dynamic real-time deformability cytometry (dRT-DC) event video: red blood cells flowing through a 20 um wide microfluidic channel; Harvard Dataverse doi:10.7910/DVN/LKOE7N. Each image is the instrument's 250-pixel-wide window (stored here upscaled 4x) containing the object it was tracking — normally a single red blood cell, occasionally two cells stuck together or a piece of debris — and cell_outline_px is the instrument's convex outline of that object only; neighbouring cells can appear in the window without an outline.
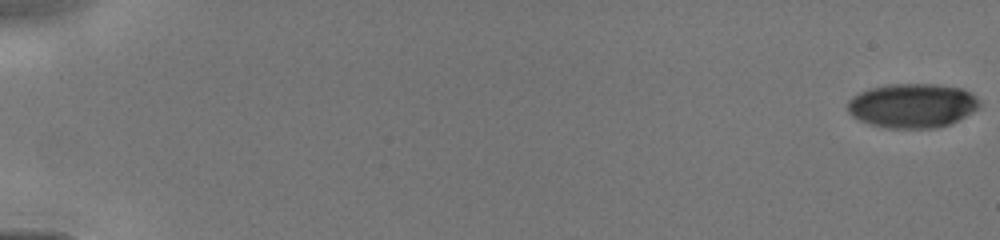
{"species": "human", "species_latin": "Homo sapiens", "temperature_condition": "cold", "stored_images_in_passage": 17, "camera_frame_rate_fps": 3000, "um_per_image_px": 0.085, "donor": {"sex": "male"}, "frame": {"image": 1, "passage_image": 1, "time_ms": 0.0, "image_size_px": [1000, 240], "cell_outline_px": [[980, 108], [952, 124], [936, 128], [888, 128], [872, 124], [860, 120], [852, 116], [848, 112], [848, 100], [852, 96], [860, 92], [872, 88], [888, 84], [936, 84], [964, 88], [972, 92], [980, 100]], "centroid_in_image_um": [77.61, 8.97], "position_along_channel_um": 7.4, "area_um2": 34.39}}
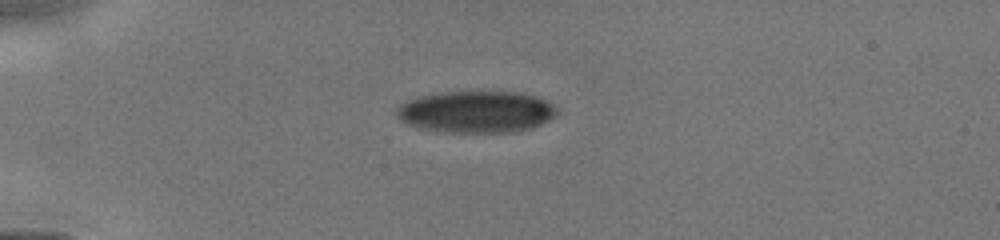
{"frame": {"image": 2, "passage_image": 14, "time_ms": 4.333, "image_size_px": [1000, 240], "cell_outline_px": [[556, 116], [532, 128], [516, 132], [444, 132], [424, 128], [408, 124], [400, 120], [396, 116], [396, 108], [400, 104], [408, 100], [420, 96], [444, 92], [512, 92], [532, 96], [544, 100], [552, 104], [556, 108]], "centroid_in_image_um": [40.45, 9.51], "position_along_channel_um": 44.5, "area_um2": 38.67}}
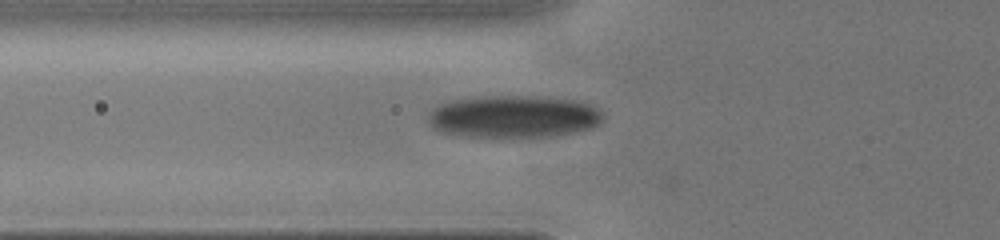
{"frame": {"image": 3, "passage_image": 17, "time_ms": 6.0, "image_size_px": [1000, 240], "cell_outline_px": [[604, 120], [600, 124], [592, 128], [552, 136], [508, 140], [500, 140], [460, 136], [440, 132], [432, 128], [428, 120], [428, 116], [432, 108], [440, 104], [472, 96], [536, 96], [576, 100], [600, 108], [604, 116]], "centroid_in_image_um": [43.64, 9.95], "position_along_channel_um": 82.2, "area_um2": 44.8}}